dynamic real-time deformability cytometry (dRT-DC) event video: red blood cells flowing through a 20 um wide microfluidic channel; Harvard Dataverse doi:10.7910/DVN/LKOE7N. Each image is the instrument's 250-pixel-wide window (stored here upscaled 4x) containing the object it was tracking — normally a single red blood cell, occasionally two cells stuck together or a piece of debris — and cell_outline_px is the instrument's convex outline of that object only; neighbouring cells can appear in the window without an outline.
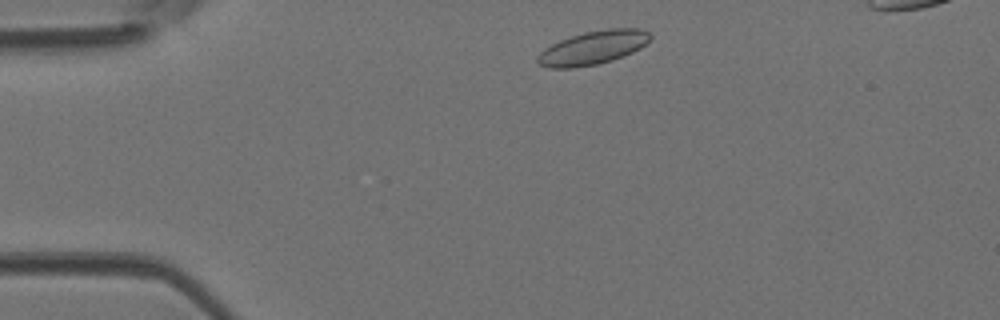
{"species": "Egyptian fruit bat (a non-hibernating species)", "species_latin": "Rousettus aegyptiacus", "temperature_condition": "room temperature", "stored_images_in_passage": 39, "camera_frame_rate_fps": 3000, "um_per_image_px": 0.085, "animal": {"sex": "female"}, "frame": {"image": 1, "passage_image": 3, "time_ms": 0.667, "image_size_px": [1000, 320], "cell_outline_px": [[652, 36], [640, 48], [632, 52], [612, 60], [596, 64], [572, 68], [548, 68], [540, 64], [536, 60], [536, 56], [544, 48], [560, 40], [584, 32], [608, 28], [640, 28], [648, 32]], "centroid_in_image_um": [50.37, 4.05], "position_along_channel_um": 34.6, "area_um2": 21.91}}
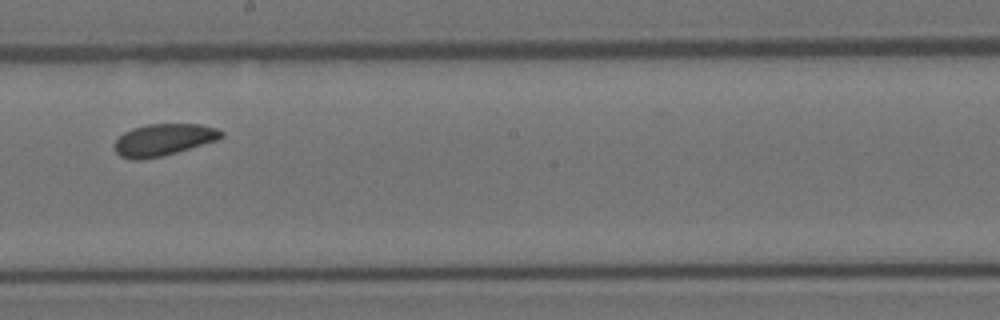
{"frame": {"image": 2, "passage_image": 20, "time_ms": 6.333, "image_size_px": [1000, 320], "cell_outline_px": [[224, 136], [220, 140], [164, 156], [144, 160], [132, 160], [120, 156], [116, 152], [116, 140], [124, 132], [132, 128], [148, 124], [200, 124], [216, 128], [224, 132]], "centroid_in_image_um": [13.95, 11.89], "position_along_channel_um": 234.3, "area_um2": 20.11}}
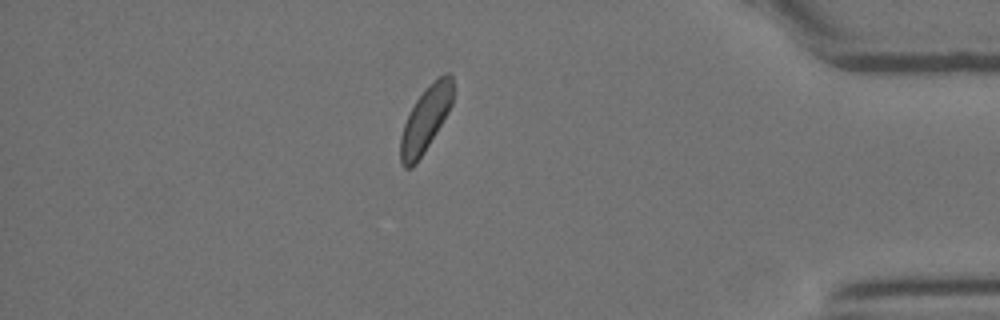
{"frame": {"image": 3, "passage_image": 34, "time_ms": 11.0, "image_size_px": [1000, 320], "cell_outline_px": [[452, 104], [448, 112], [424, 152], [416, 164], [412, 168], [404, 168], [400, 164], [400, 136], [404, 124], [416, 100], [444, 72], [448, 72], [452, 76]], "centroid_in_image_um": [36.15, 10.21], "position_along_channel_um": 399.1, "area_um2": 19.36}}